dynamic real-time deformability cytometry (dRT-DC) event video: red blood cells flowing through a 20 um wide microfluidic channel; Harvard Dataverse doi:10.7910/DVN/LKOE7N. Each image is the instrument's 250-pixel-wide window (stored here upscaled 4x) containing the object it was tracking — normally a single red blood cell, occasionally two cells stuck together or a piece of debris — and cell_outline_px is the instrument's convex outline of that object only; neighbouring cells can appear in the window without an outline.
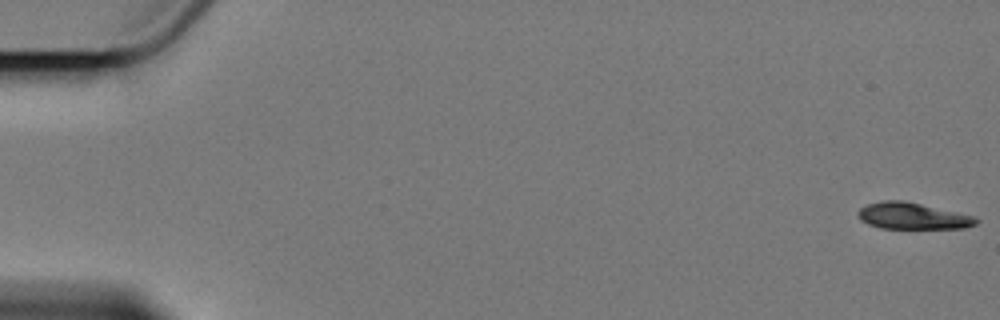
{"species": "Egyptian fruit bat (a non-hibernating species)", "species_latin": "Rousettus aegyptiacus", "temperature_condition": "cold", "stored_images_in_passage": 8, "camera_frame_rate_fps": 3000, "um_per_image_px": 0.085, "animal": {"sex": "female"}, "frame": {"image": 1, "passage_image": 1, "time_ms": 0.0, "image_size_px": [1000, 320], "cell_outline_px": [[980, 220], [976, 224], [964, 228], [880, 228], [868, 224], [860, 220], [856, 212], [860, 208], [868, 204], [884, 200], [900, 200], [920, 204], [972, 216]], "centroid_in_image_um": [77.51, 18.37], "position_along_channel_um": 7.5, "area_um2": 17.92}}
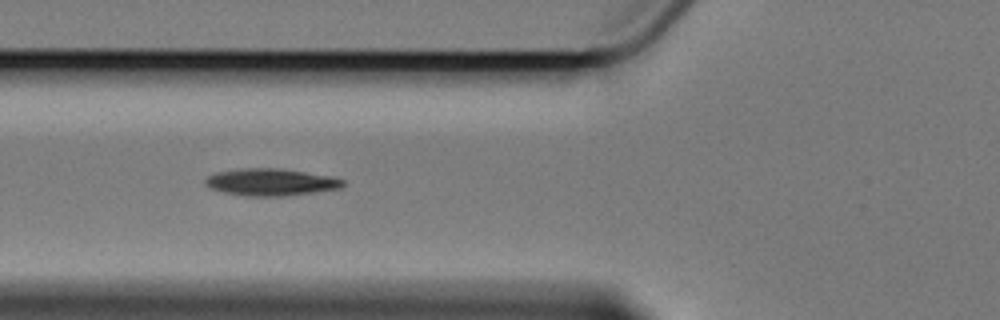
{"frame": {"image": 2, "passage_image": 7, "time_ms": 7.333, "image_size_px": [1000, 320], "cell_outline_px": [[344, 188], [288, 196], [244, 196], [224, 192], [208, 188], [204, 184], [204, 180], [208, 176], [216, 172], [244, 168], [280, 168], [332, 176], [344, 180]], "centroid_in_image_um": [23.04, 15.49], "position_along_channel_um": 102.8, "area_um2": 22.02}}
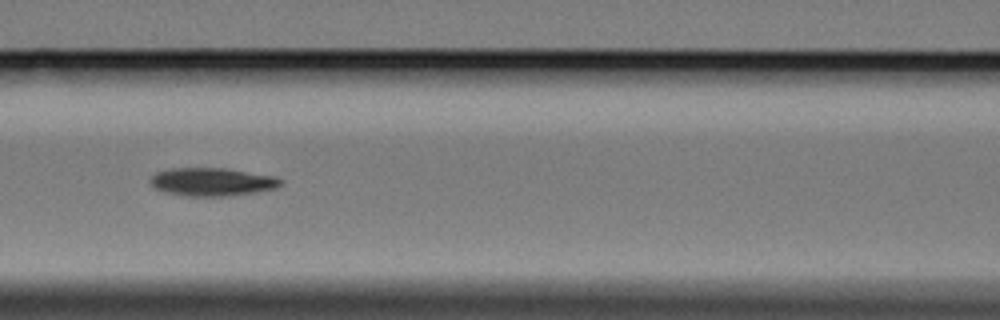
{"frame": {"image": 3, "passage_image": 8, "time_ms": 8.667, "image_size_px": [1000, 320], "cell_outline_px": [[284, 184], [276, 188], [256, 192], [228, 196], [184, 196], [164, 192], [156, 188], [148, 180], [156, 172], [172, 168], [224, 168], [276, 176], [284, 180]], "centroid_in_image_um": [18.06, 15.46], "position_along_channel_um": 148.5, "area_um2": 21.56}}